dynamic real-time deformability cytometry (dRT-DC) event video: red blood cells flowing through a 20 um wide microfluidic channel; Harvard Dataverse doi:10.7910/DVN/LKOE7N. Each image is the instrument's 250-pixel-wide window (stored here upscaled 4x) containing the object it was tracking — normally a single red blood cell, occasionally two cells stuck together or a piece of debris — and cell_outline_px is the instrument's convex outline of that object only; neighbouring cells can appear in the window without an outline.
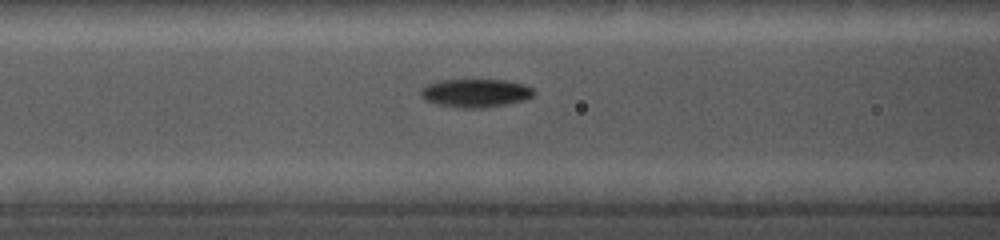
{"species": "common noctule bat (a hibernating species)", "species_latin": "Nyctalus noctula", "temperature_condition": "cold", "stored_images_in_passage": 38, "camera_frame_rate_fps": 5000, "um_per_image_px": 0.085, "animal": {"sex": "female", "body_mass_g": 19.0, "forearm_length_mm": 56.7}, "frame": {"image": 1, "passage_image": 18, "time_ms": 7.0, "image_size_px": [1000, 240], "cell_outline_px": [[536, 92], [532, 96], [524, 100], [508, 104], [484, 108], [460, 108], [440, 104], [424, 100], [420, 96], [420, 88], [428, 84], [440, 80], [504, 80], [524, 84], [532, 88]], "centroid_in_image_um": [40.42, 7.91], "position_along_channel_um": 126.2, "area_um2": 18.73}}
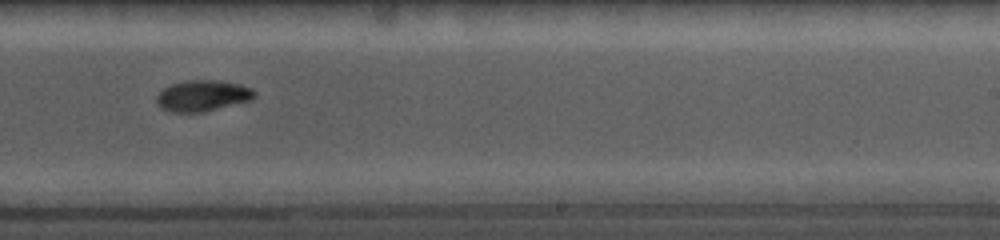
{"frame": {"image": 2, "passage_image": 26, "time_ms": 10.8, "image_size_px": [1000, 240], "cell_outline_px": [[256, 96], [252, 100], [200, 112], [172, 112], [160, 108], [156, 104], [156, 96], [164, 88], [172, 84], [188, 80], [212, 80], [240, 84], [252, 88], [256, 92]], "centroid_in_image_um": [17.21, 8.14], "position_along_channel_um": 271.8, "area_um2": 17.63}}
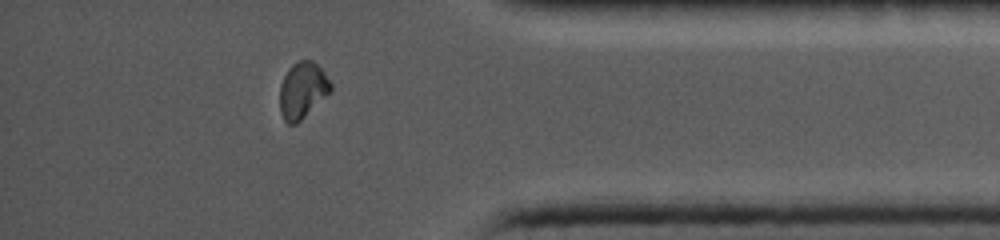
{"frame": {"image": 3, "passage_image": 34, "time_ms": 14.6, "image_size_px": [1000, 240], "cell_outline_px": [[332, 88], [296, 124], [288, 124], [284, 120], [280, 112], [280, 84], [288, 68], [292, 64], [300, 60], [312, 60], [324, 72], [332, 84]], "centroid_in_image_um": [25.67, 7.65], "position_along_channel_um": 409.5, "area_um2": 16.3}}